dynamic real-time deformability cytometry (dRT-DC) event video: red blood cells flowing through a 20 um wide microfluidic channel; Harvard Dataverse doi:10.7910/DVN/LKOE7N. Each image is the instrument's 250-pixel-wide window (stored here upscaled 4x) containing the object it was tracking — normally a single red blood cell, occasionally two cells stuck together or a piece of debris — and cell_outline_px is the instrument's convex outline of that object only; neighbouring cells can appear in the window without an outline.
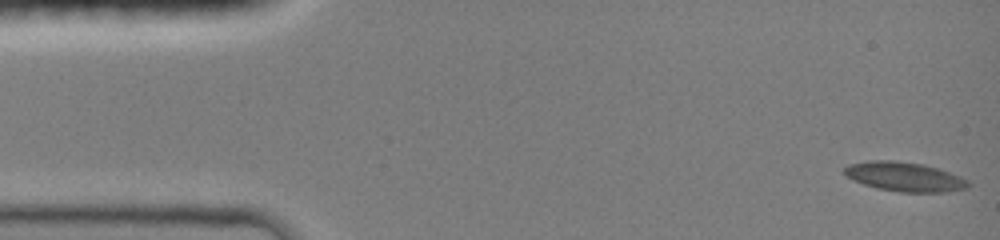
{"species": "common noctule bat (a hibernating species)", "species_latin": "Nyctalus noctula", "temperature_condition": "room temperature", "stored_images_in_passage": 9, "camera_frame_rate_fps": 3000, "um_per_image_px": 0.085, "animal": {"sex": "female", "body_mass_g": 19.0, "forearm_length_mm": 51.5}, "frame": {"image": 1, "passage_image": 1, "time_ms": 0.0, "image_size_px": [1000, 240], "cell_outline_px": [[968, 184], [964, 188], [944, 192], [900, 192], [880, 188], [864, 184], [848, 176], [844, 172], [844, 168], [852, 164], [872, 160], [892, 160], [920, 164], [936, 168], [948, 172], [968, 180]], "centroid_in_image_um": [76.88, 15.02], "position_along_channel_um": 8.1, "area_um2": 20.4}}
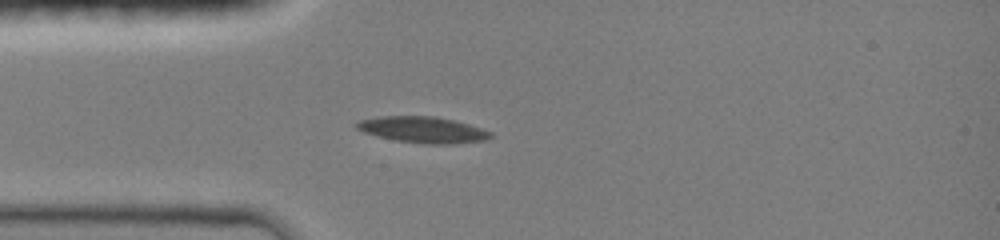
{"frame": {"image": 2, "passage_image": 7, "time_ms": 3.667, "image_size_px": [1000, 240], "cell_outline_px": [[492, 136], [484, 140], [452, 144], [428, 144], [396, 140], [364, 132], [356, 128], [356, 124], [360, 120], [380, 116], [432, 116], [452, 120], [468, 124], [492, 132]], "centroid_in_image_um": [35.95, 11.02], "position_along_channel_um": 49.1, "area_um2": 20.06}}
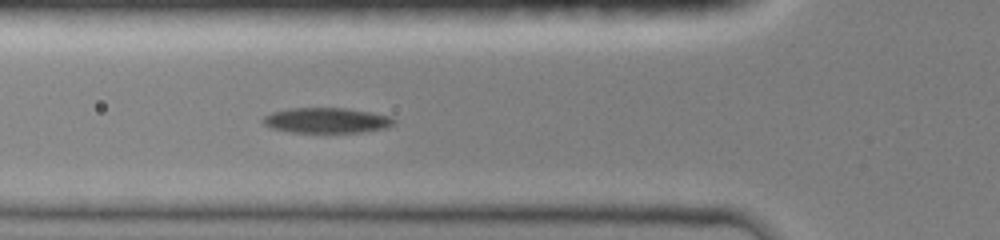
{"frame": {"image": 3, "passage_image": 9, "time_ms": 5.0, "image_size_px": [1000, 240], "cell_outline_px": [[396, 120], [388, 128], [360, 132], [296, 132], [272, 128], [264, 124], [264, 116], [272, 112], [292, 108], [344, 108], [368, 112], [388, 116]], "centroid_in_image_um": [27.77, 10.23], "position_along_channel_um": 98.0, "area_um2": 18.9}}